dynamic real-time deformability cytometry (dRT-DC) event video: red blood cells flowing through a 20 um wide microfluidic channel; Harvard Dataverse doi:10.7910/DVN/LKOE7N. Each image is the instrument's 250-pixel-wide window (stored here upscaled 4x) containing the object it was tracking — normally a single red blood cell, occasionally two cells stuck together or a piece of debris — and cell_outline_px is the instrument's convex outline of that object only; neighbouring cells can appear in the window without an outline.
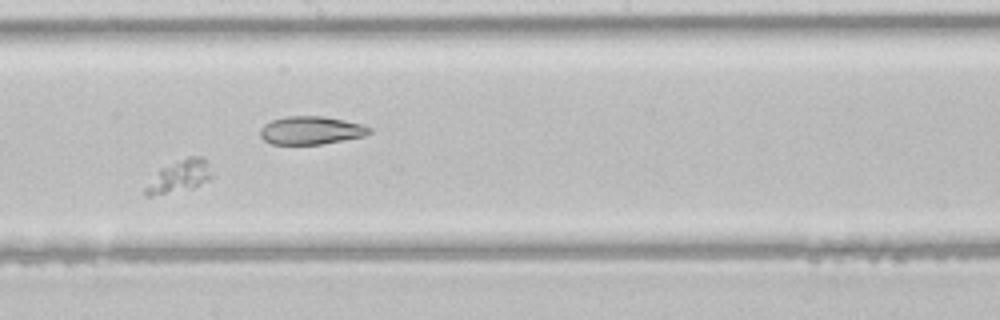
{"species": "common noctule bat (a hibernating species)", "species_latin": "Nyctalus noctula", "temperature_condition": "room temperature", "stored_images_in_passage": 40, "segment_of_instrument_passage": [1, 2], "camera_frame_rate_fps": 3000, "um_per_image_px": 0.085, "animal": {"sex": "male", "body_mass_g": 21.5, "forearm_length_mm": 52.0}, "frame": {"image": 1, "passage_image": 19, "time_ms": 6.0, "image_size_px": [1000, 320], "cell_outline_px": [[212, 176], [208, 180], [192, 188], [152, 196], [144, 196], [144, 188], [160, 168], [188, 156], [204, 156], [208, 160]], "centroid_in_image_um": [15.25, 14.97], "position_along_channel_um": 232.9, "area_um2": 12.43}}